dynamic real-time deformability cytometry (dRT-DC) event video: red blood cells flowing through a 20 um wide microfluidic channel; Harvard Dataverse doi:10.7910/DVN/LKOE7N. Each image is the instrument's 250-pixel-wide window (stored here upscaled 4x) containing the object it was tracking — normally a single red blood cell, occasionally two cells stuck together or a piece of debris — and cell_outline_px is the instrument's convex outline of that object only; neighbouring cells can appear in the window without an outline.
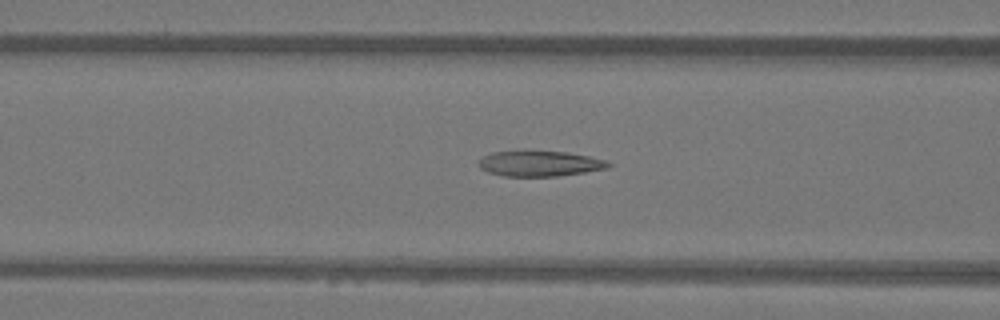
{"species": "Egyptian fruit bat (a non-hibernating species)", "species_latin": "Rousettus aegyptiacus", "temperature_condition": "warm", "stored_images_in_passage": 49, "camera_frame_rate_fps": 3000, "um_per_image_px": 0.085, "animal": {"sex": "female"}, "frame": {"image": 1, "passage_image": 19, "time_ms": 6.0, "image_size_px": [1000, 320], "cell_outline_px": [[612, 164], [608, 168], [584, 172], [556, 176], [504, 176], [488, 172], [480, 168], [480, 160], [484, 156], [492, 152], [568, 152], [608, 160]], "centroid_in_image_um": [45.93, 13.91], "position_along_channel_um": 120.7, "area_um2": 18.84}}
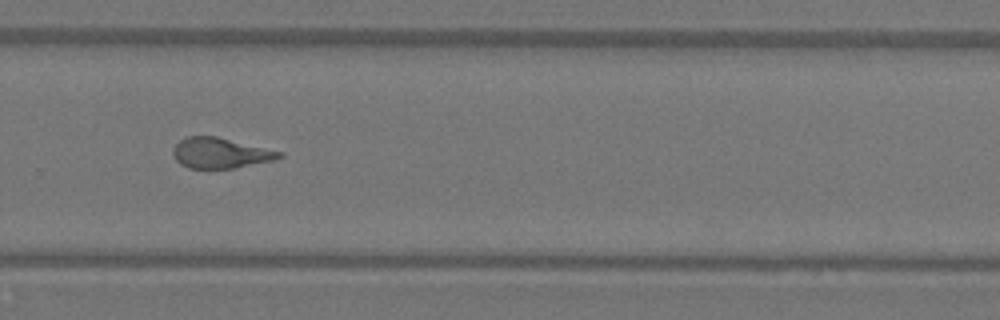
{"frame": {"image": 2, "passage_image": 33, "time_ms": 10.667, "image_size_px": [1000, 320], "cell_outline_px": [[284, 156], [272, 160], [232, 168], [188, 168], [180, 164], [176, 160], [172, 152], [172, 148], [180, 140], [188, 136], [216, 136], [284, 152]], "centroid_in_image_um": [18.71, 13.0], "position_along_channel_um": 311.1, "area_um2": 18.73}}
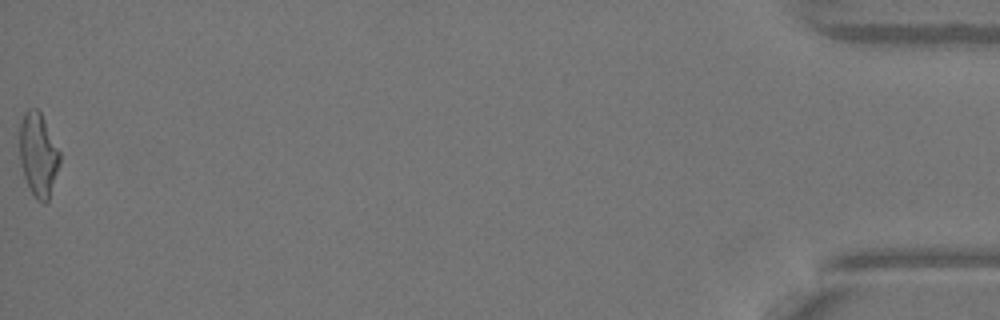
{"frame": {"image": 3, "passage_image": 49, "time_ms": 16.0, "image_size_px": [1000, 320], "cell_outline_px": [[60, 164], [48, 200], [44, 204], [36, 200], [24, 176], [20, 164], [20, 124], [24, 112], [28, 108], [36, 108], [40, 112], [60, 152]], "centroid_in_image_um": [3.25, 13.15], "position_along_channel_um": 432.0, "area_um2": 19.42}, "authors_computed_cell_mechanics": {"area_um2": 19.5942, "velocity_mm_per_s": 4.0964, "shape_relaxation_time_tau1_ms": 6.8305, "shape_relaxation_time_tau2_ms": 1.6534, "deformation_change_tau1": 0.2463, "deformation_change_tau2": 0.1078}}